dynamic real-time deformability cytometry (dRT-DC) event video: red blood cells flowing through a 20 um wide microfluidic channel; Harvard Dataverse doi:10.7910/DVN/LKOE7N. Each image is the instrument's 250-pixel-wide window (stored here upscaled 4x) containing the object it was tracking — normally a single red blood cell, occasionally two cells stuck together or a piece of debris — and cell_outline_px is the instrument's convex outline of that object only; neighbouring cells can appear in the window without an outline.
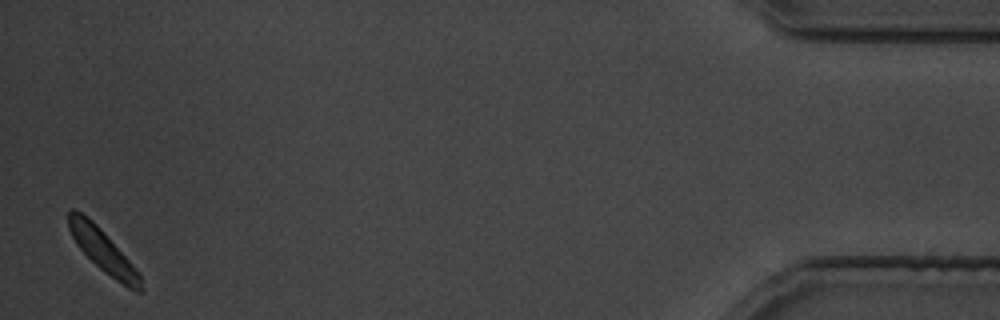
{"species": "common noctule bat (a hibernating species)", "species_latin": "Nyctalus noctula", "temperature_condition": "cold", "stored_images_in_passage": 27, "camera_frame_rate_fps": 3000, "um_per_image_px": 0.085, "animal": {"sex": "male", "body_mass_g": 19.5, "forearm_length_mm": 54.6}, "frame": {"image": 1, "passage_image": 27, "time_ms": 31.333, "image_size_px": [1000, 320], "cell_outline_px": [[140, 292], [136, 292], [128, 288], [104, 272], [76, 244], [68, 228], [68, 212], [72, 208], [80, 212], [92, 220], [100, 228], [140, 272]], "centroid_in_image_um": [8.74, 21.29], "position_along_channel_um": 426.5, "area_um2": 17.46}}